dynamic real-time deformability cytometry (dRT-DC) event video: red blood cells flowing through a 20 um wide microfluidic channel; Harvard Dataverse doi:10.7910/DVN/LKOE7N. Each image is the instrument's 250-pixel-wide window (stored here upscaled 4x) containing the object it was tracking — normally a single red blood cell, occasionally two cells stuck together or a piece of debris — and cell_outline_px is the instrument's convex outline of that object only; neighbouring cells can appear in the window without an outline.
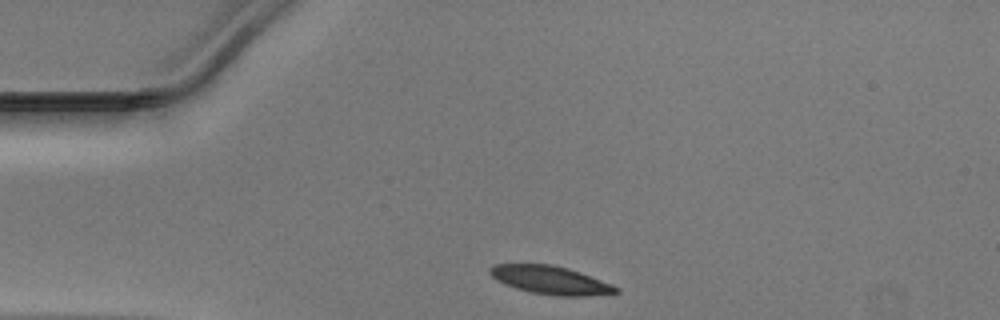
{"species": "Egyptian fruit bat (a non-hibernating species)", "species_latin": "Rousettus aegyptiacus", "temperature_condition": "warm", "stored_images_in_passage": 30, "camera_frame_rate_fps": 3000, "um_per_image_px": 0.085, "animal": {"sex": "male"}, "frame": {"image": 1, "passage_image": 1, "time_ms": 0.0, "image_size_px": [1000, 320], "cell_outline_px": [[620, 292], [584, 296], [556, 296], [532, 292], [516, 288], [496, 280], [488, 272], [488, 268], [492, 264], [552, 264], [568, 268], [580, 272], [612, 284], [620, 288]], "centroid_in_image_um": [46.78, 23.8], "position_along_channel_um": 38.2, "area_um2": 20.75}}
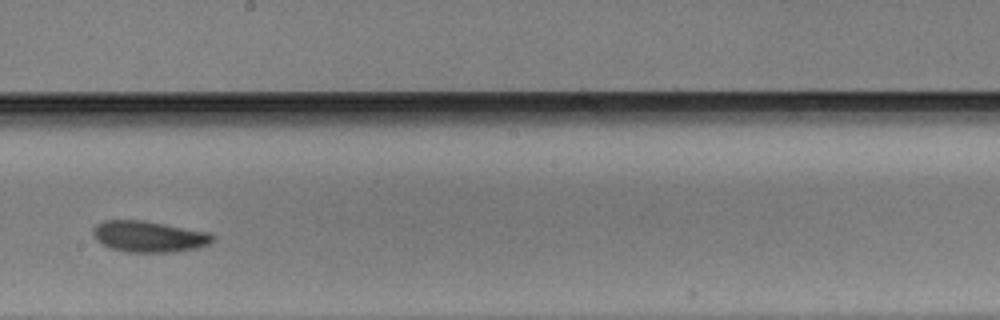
{"frame": {"image": 2, "passage_image": 18, "time_ms": 5.667, "image_size_px": [1000, 320], "cell_outline_px": [[216, 236], [208, 244], [200, 248], [176, 252], [128, 252], [112, 248], [96, 240], [92, 236], [92, 228], [96, 224], [104, 220], [144, 220], [212, 232]], "centroid_in_image_um": [12.7, 20.09], "position_along_channel_um": 235.5, "area_um2": 22.08}}
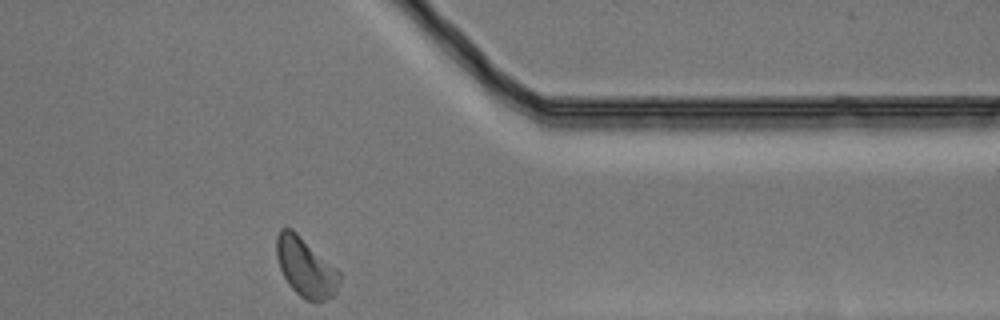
{"frame": {"image": 3, "passage_image": 30, "time_ms": 9.667, "image_size_px": [1000, 320], "cell_outline_px": [[340, 280], [336, 292], [332, 296], [324, 300], [308, 300], [300, 296], [288, 284], [280, 268], [276, 256], [276, 236], [280, 228], [292, 228], [336, 268], [340, 272]], "centroid_in_image_um": [25.96, 22.69], "position_along_channel_um": 385.4, "area_um2": 21.44}}